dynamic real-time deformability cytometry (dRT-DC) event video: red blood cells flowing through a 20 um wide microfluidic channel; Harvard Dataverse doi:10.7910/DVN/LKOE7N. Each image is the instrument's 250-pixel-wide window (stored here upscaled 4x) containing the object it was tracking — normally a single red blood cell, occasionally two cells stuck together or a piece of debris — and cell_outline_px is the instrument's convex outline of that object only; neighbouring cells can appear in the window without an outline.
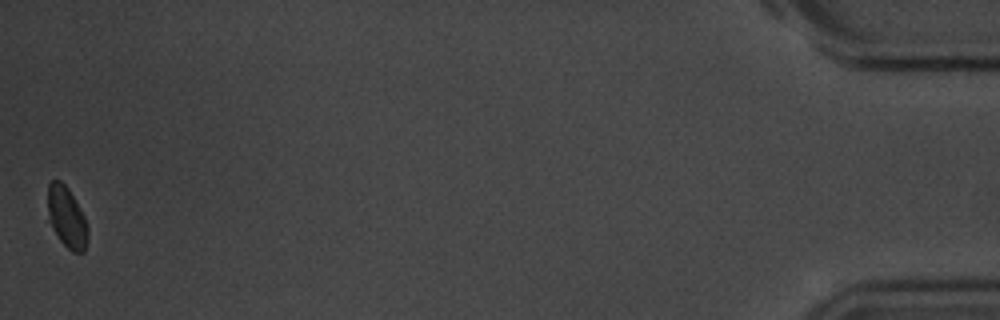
{"species": "common noctule bat (a hibernating species)", "species_latin": "Nyctalus noctula", "temperature_condition": "room temperature", "stored_images_in_passage": 43, "camera_frame_rate_fps": 3000, "um_per_image_px": 0.085, "animal": {"sex": "male", "body_mass_g": 20.1, "forearm_length_mm": 53.5}, "frame": {"image": 1, "passage_image": 43, "time_ms": 14.0, "image_size_px": [1000, 320], "cell_outline_px": [[88, 236], [84, 252], [72, 252], [60, 240], [52, 228], [48, 220], [48, 184], [52, 180], [60, 180], [68, 188], [84, 216], [88, 224]], "centroid_in_image_um": [5.67, 18.47], "position_along_channel_um": 429.5, "area_um2": 14.22}, "authors_computed_cell_mechanics": {"area_um2": 15.4904, "velocity_mm_per_s": 3.5868, "shape_relaxation_time_tau1_ms": 1.6871, "shape_relaxation_time_tau2_ms": null, "deformation_change_tau1": 0.0583, "deformation_change_tau2": null}}